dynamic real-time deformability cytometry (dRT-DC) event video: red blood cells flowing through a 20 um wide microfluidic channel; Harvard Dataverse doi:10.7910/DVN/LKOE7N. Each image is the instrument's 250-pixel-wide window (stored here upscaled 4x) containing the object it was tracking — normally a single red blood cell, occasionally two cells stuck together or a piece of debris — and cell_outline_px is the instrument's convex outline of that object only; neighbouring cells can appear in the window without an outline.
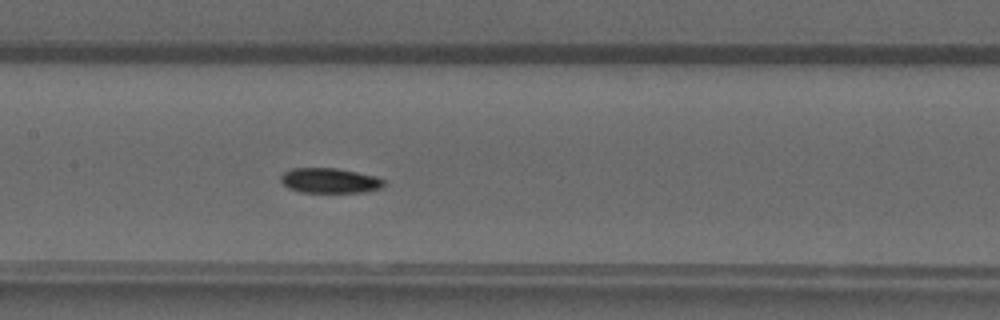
{"species": "common noctule bat (a hibernating species)", "species_latin": "Nyctalus noctula", "temperature_condition": "warm", "stored_images_in_passage": 47, "camera_frame_rate_fps": 3000, "um_per_image_px": 0.085, "animal": {"sex": "male", "forearm_length_mm": 52.5}, "frame": {"image": 1, "passage_image": 21, "time_ms": 6.667, "image_size_px": [1000, 320], "cell_outline_px": [[384, 188], [364, 192], [300, 192], [288, 188], [280, 180], [280, 176], [284, 172], [292, 168], [336, 168], [376, 176], [384, 180]], "centroid_in_image_um": [28.03, 15.35], "position_along_channel_um": 179.4, "area_um2": 15.09}}
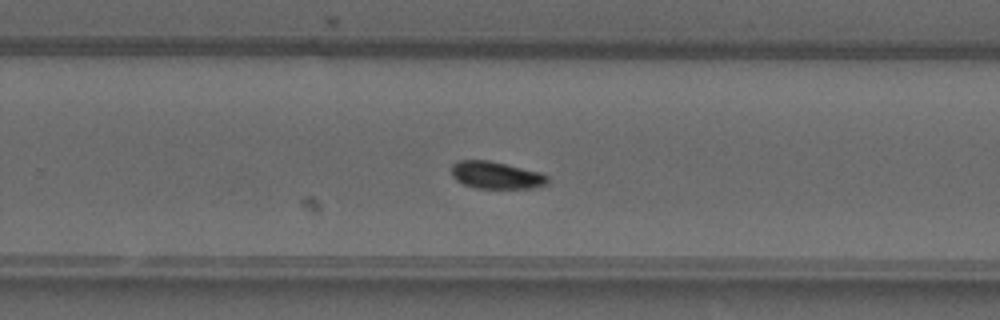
{"frame": {"image": 2, "passage_image": 29, "time_ms": 9.333, "image_size_px": [1000, 320], "cell_outline_px": [[548, 184], [532, 188], [476, 188], [464, 184], [456, 180], [452, 176], [452, 164], [460, 160], [488, 160], [540, 172], [548, 176]], "centroid_in_image_um": [42.17, 14.89], "position_along_channel_um": 287.6, "area_um2": 15.2}}
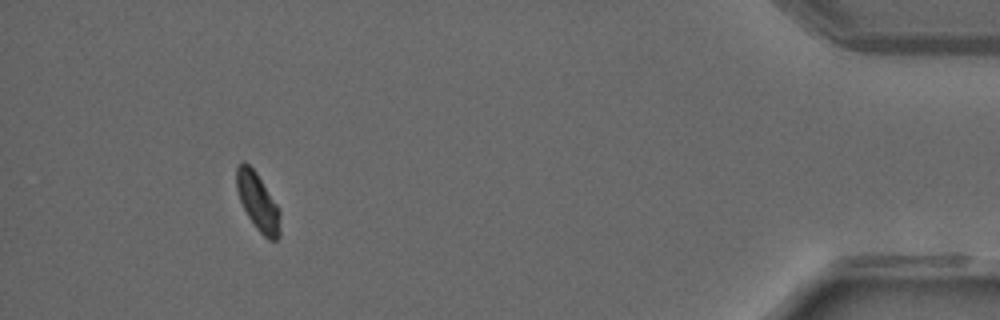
{"frame": {"image": 3, "passage_image": 43, "time_ms": 14.0, "image_size_px": [1000, 320], "cell_outline_px": [[280, 236], [276, 240], [268, 240], [256, 228], [248, 216], [240, 200], [236, 188], [236, 168], [244, 160], [256, 172], [276, 204], [280, 212]], "centroid_in_image_um": [21.91, 17.17], "position_along_channel_um": 413.3, "area_um2": 14.45}, "authors_computed_cell_mechanics": {"area_um2": 15.0858, "velocity_mm_per_s": 4.0753, "shape_relaxation_time_tau1_ms": 6.3355, "shape_relaxation_time_tau2_ms": null, "deformation_change_tau1": 0.1446, "deformation_change_tau2": null}}